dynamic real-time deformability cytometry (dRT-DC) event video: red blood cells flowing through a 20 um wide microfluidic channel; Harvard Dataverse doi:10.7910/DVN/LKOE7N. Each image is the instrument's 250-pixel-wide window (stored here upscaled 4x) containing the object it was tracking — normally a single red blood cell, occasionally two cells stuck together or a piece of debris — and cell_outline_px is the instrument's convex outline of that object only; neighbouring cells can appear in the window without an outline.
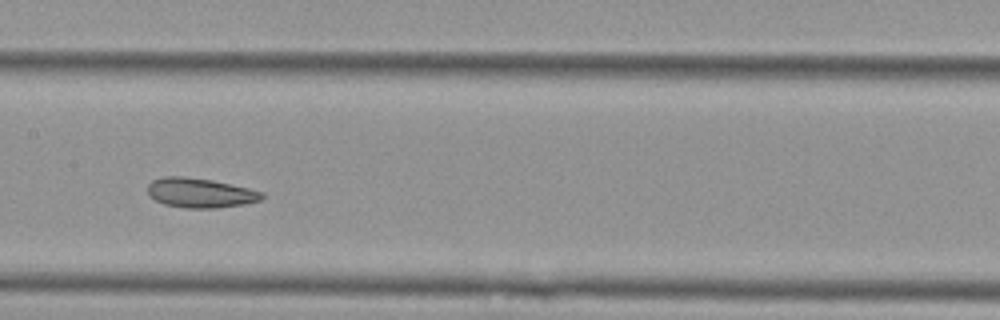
{"species": "Egyptian fruit bat (a non-hibernating species)", "species_latin": "Rousettus aegyptiacus", "temperature_condition": "cold", "stored_images_in_passage": 9, "camera_frame_rate_fps": 3000, "um_per_image_px": 0.085, "animal": {"sex": "female"}, "frame": {"image": 1, "passage_image": 6, "time_ms": 1.667, "image_size_px": [1000, 320], "cell_outline_px": [[264, 196], [260, 200], [244, 204], [216, 208], [184, 208], [164, 204], [148, 196], [148, 184], [152, 180], [164, 176], [184, 176], [212, 180], [248, 188], [264, 192]], "centroid_in_image_um": [16.99, 16.39], "position_along_channel_um": 190.4, "area_um2": 19.77}}
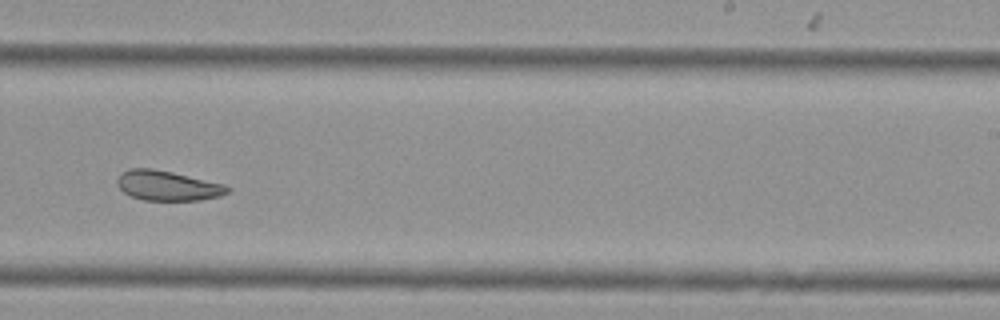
{"frame": {"image": 2, "passage_image": 8, "time_ms": 2.333, "image_size_px": [1000, 320], "cell_outline_px": [[228, 192], [220, 196], [200, 200], [144, 200], [132, 196], [124, 192], [116, 184], [116, 180], [120, 172], [128, 168], [152, 168], [172, 172], [224, 184], [228, 188]], "centroid_in_image_um": [14.19, 15.77], "position_along_channel_um": 274.8, "area_um2": 19.13}}
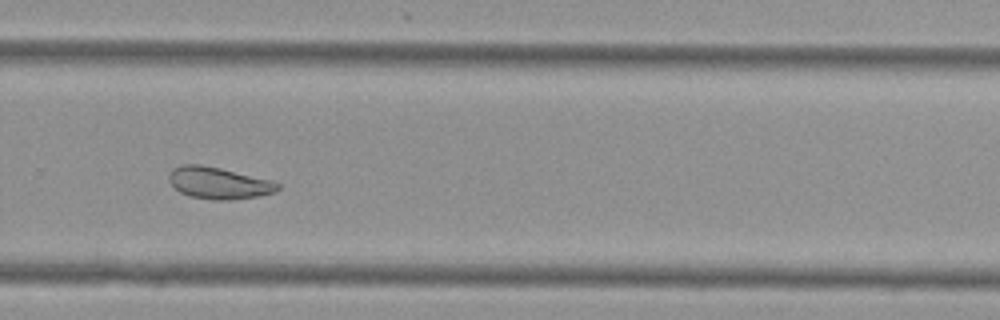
{"frame": {"image": 3, "passage_image": 9, "time_ms": 2.667, "image_size_px": [1000, 320], "cell_outline_px": [[280, 188], [276, 192], [260, 196], [232, 200], [212, 200], [188, 196], [180, 192], [168, 180], [168, 172], [172, 168], [180, 164], [200, 164], [220, 168], [268, 180], [280, 184]], "centroid_in_image_um": [18.54, 15.56], "position_along_channel_um": 311.3, "area_um2": 20.23}}